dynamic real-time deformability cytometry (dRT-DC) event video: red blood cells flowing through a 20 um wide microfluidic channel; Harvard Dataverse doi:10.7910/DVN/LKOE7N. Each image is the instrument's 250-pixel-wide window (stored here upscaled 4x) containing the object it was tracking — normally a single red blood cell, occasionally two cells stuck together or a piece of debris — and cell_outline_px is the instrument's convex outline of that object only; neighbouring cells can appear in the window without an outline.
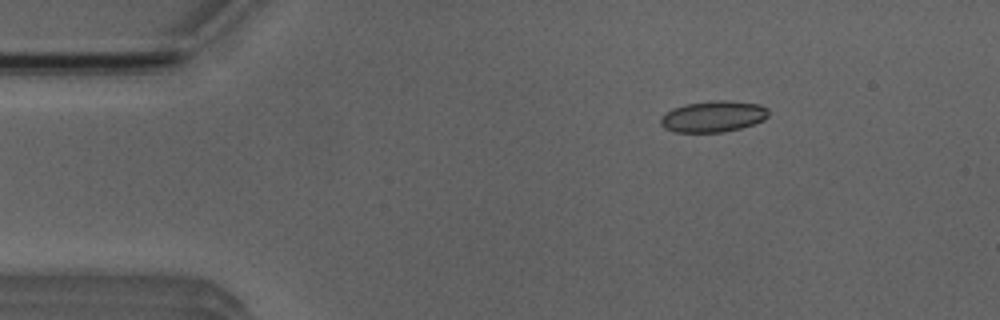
{"species": "Egyptian fruit bat (a non-hibernating species)", "species_latin": "Rousettus aegyptiacus", "temperature_condition": "room temperature", "stored_images_in_passage": 5, "camera_frame_rate_fps": 3000, "um_per_image_px": 0.085, "animal": {"sex": "male"}, "frame": {"image": 1, "passage_image": 3, "time_ms": 2.333, "image_size_px": [1000, 320], "cell_outline_px": [[768, 116], [764, 120], [740, 128], [720, 132], [676, 132], [664, 128], [660, 124], [660, 120], [672, 108], [684, 104], [716, 100], [724, 100], [760, 104], [768, 108]], "centroid_in_image_um": [60.63, 9.89], "position_along_channel_um": 24.4, "area_um2": 19.48}}